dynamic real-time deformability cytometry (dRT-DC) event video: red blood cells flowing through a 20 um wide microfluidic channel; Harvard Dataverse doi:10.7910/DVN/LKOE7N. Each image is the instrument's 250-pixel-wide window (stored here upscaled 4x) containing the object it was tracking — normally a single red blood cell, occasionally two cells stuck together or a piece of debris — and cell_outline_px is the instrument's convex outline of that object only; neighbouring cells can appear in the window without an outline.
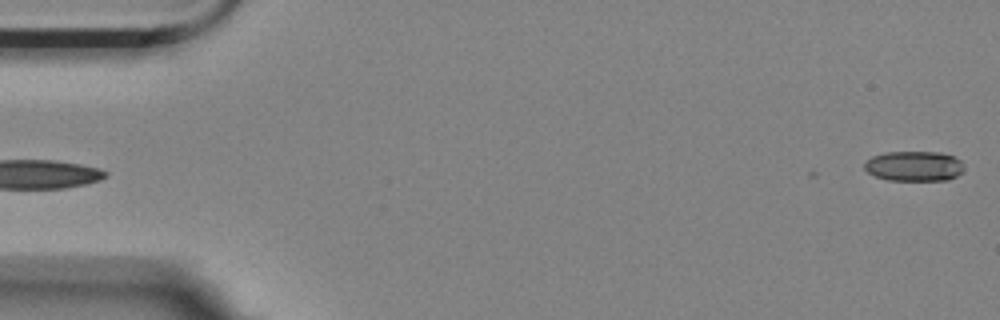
{"species": "Egyptian fruit bat (a non-hibernating species)", "species_latin": "Rousettus aegyptiacus", "temperature_condition": "room temperature", "stored_images_in_passage": 3, "camera_frame_rate_fps": 3000, "um_per_image_px": 0.085, "animal": {"sex": "female"}, "frame": {"image": 1, "passage_image": 3, "time_ms": 0.667, "image_size_px": [1000, 320], "cell_outline_px": [[964, 172], [948, 180], [888, 180], [876, 176], [868, 172], [864, 168], [864, 164], [872, 156], [884, 152], [940, 152], [952, 156], [960, 160], [964, 168]], "centroid_in_image_um": [77.71, 14.12], "position_along_channel_um": 7.3, "area_um2": 17.46}}